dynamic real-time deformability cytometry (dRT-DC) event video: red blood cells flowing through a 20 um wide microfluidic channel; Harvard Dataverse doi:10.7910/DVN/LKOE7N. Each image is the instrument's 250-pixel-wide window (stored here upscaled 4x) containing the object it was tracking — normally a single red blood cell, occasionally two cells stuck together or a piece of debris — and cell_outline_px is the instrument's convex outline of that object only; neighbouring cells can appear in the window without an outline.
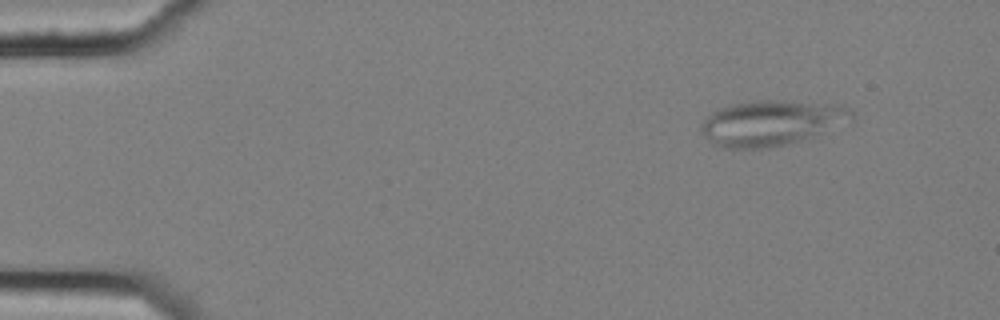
{"species": "common noctule bat (a hibernating species)", "species_latin": "Nyctalus noctula", "temperature_condition": "cold", "stored_images_in_passage": 2, "camera_frame_rate_fps": 3000, "um_per_image_px": 0.085, "animal": {"sex": "female", "body_mass_g": 25.1}, "frame": {"image": 1, "passage_image": 2, "time_ms": 0.333, "image_size_px": [1000, 320], "cell_outline_px": [[852, 120], [812, 136], [800, 140], [768, 148], [728, 148], [716, 144], [708, 140], [700, 128], [700, 124], [712, 112], [720, 108], [732, 104], [764, 100], [776, 100], [844, 104], [852, 112]], "centroid_in_image_um": [65.57, 10.43], "position_along_channel_um": 19.4, "area_um2": 39.25}}